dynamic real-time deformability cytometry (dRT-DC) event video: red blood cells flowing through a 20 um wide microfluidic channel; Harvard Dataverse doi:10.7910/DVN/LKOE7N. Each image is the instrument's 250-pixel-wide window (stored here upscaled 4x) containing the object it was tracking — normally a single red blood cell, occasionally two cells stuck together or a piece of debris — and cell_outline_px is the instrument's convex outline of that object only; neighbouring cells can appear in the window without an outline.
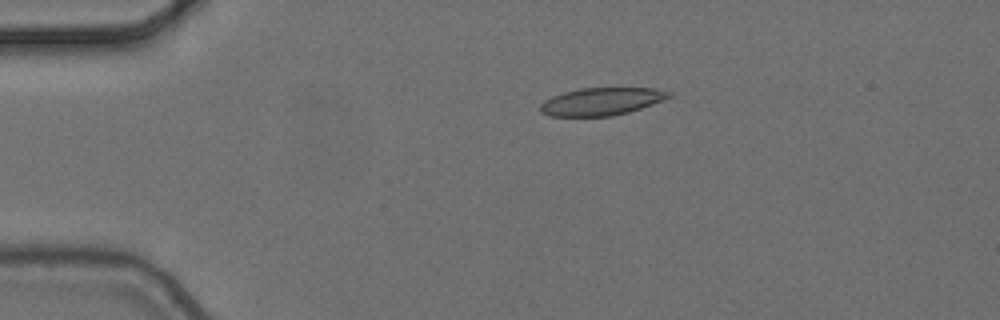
{"species": "common noctule bat (a hibernating species)", "species_latin": "Nyctalus noctula", "temperature_condition": "cold", "stored_images_in_passage": 3, "camera_frame_rate_fps": 3000, "um_per_image_px": 0.085, "animal": {"sex": "female", "body_mass_g": 24.6, "forearm_length_mm": 56.2}, "frame": {"image": 1, "passage_image": 1, "time_ms": 0.0, "image_size_px": [1000, 320], "cell_outline_px": [[672, 96], [652, 104], [628, 112], [612, 116], [548, 116], [540, 112], [540, 104], [544, 100], [552, 96], [564, 92], [580, 88], [656, 88], [672, 92]], "centroid_in_image_um": [51.11, 8.62], "position_along_channel_um": 33.9, "area_um2": 20.69}}
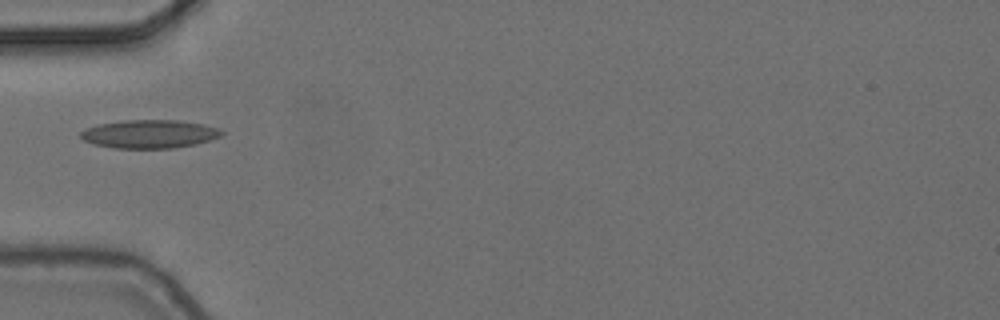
{"frame": {"image": 2, "passage_image": 3, "time_ms": 0.667, "image_size_px": [1000, 320], "cell_outline_px": [[224, 132], [220, 136], [196, 144], [172, 148], [112, 148], [92, 144], [84, 140], [80, 136], [80, 132], [88, 128], [100, 124], [124, 120], [176, 120], [204, 124], [220, 128]], "centroid_in_image_um": [12.71, 11.39], "position_along_channel_um": 72.3, "area_um2": 23.24}}